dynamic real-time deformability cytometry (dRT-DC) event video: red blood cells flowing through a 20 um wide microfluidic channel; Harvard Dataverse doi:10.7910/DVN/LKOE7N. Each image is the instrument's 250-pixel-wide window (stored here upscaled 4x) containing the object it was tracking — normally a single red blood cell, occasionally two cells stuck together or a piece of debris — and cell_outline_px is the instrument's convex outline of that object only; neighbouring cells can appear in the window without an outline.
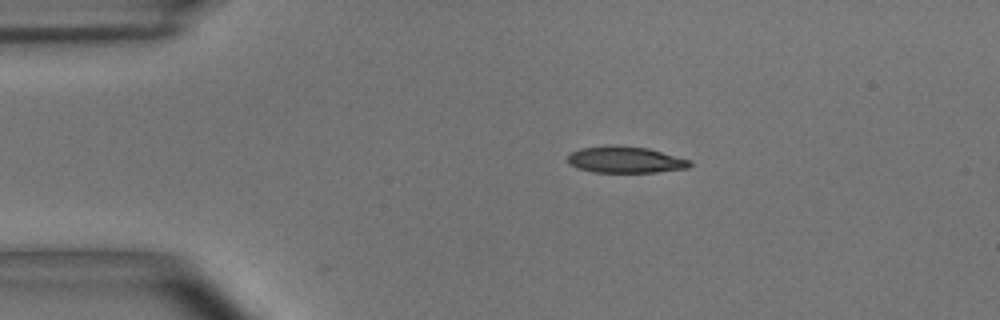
{"species": "common noctule bat (a hibernating species)", "species_latin": "Nyctalus noctula", "temperature_condition": "room temperature", "stored_images_in_passage": 9, "camera_frame_rate_fps": 3000, "um_per_image_px": 0.085, "animal": {"sex": "male", "body_mass_g": 15.6}, "frame": {"image": 1, "passage_image": 9, "time_ms": 2.667, "image_size_px": [1000, 320], "cell_outline_px": [[692, 164], [688, 168], [656, 172], [592, 172], [576, 168], [568, 164], [568, 156], [572, 152], [580, 148], [648, 148], [692, 160]], "centroid_in_image_um": [53.2, 13.63], "position_along_channel_um": 31.8, "area_um2": 18.09}}